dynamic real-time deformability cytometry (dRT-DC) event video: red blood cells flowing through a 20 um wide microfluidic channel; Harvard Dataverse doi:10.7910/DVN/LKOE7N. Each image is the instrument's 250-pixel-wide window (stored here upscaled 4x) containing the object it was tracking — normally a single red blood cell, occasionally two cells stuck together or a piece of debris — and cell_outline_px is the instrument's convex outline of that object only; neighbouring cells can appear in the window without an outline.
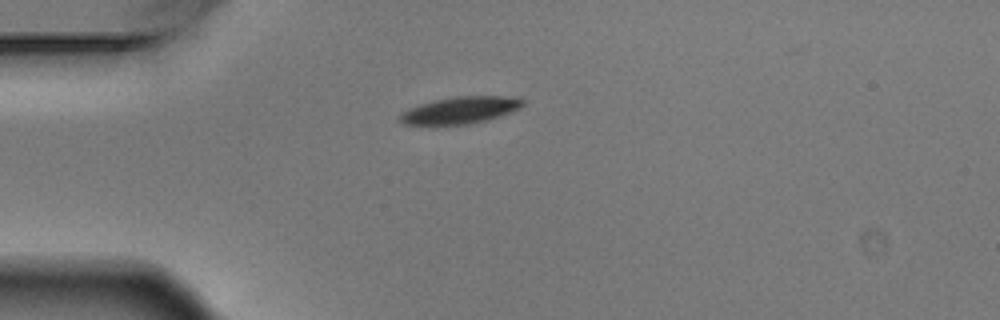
{"species": "Egyptian fruit bat (a non-hibernating species)", "species_latin": "Rousettus aegyptiacus", "temperature_condition": "warm", "stored_images_in_passage": 6, "camera_frame_rate_fps": 3000, "um_per_image_px": 0.085, "animal": {"sex": "male"}, "frame": {"image": 1, "passage_image": 1, "time_ms": 0.0, "image_size_px": [1000, 320], "cell_outline_px": [[524, 104], [508, 112], [488, 120], [468, 124], [404, 124], [400, 120], [400, 116], [408, 108], [420, 104], [436, 100], [456, 96], [516, 96], [524, 100]], "centroid_in_image_um": [39.14, 9.35], "position_along_channel_um": 45.9, "area_um2": 18.84}}
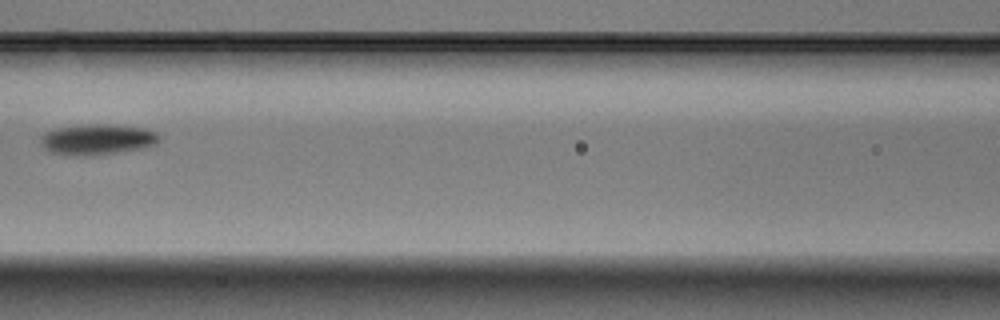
{"frame": {"image": 2, "passage_image": 4, "time_ms": 1.0, "image_size_px": [1000, 320], "cell_outline_px": [[160, 140], [156, 144], [144, 148], [116, 152], [84, 156], [52, 152], [44, 148], [40, 144], [40, 136], [44, 132], [56, 128], [88, 124], [108, 124], [144, 128], [156, 132], [160, 136]], "centroid_in_image_um": [8.27, 11.84], "position_along_channel_um": 158.3, "area_um2": 21.1}}
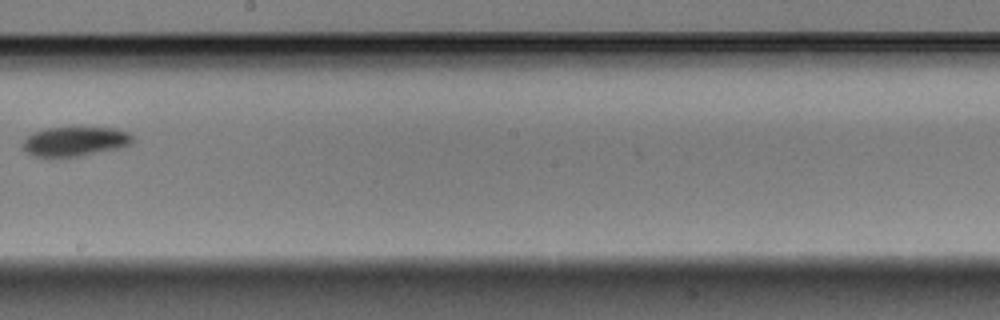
{"frame": {"image": 3, "passage_image": 6, "time_ms": 1.667, "image_size_px": [1000, 320], "cell_outline_px": [[136, 140], [132, 144], [120, 148], [80, 156], [32, 156], [24, 148], [24, 140], [28, 136], [36, 132], [48, 128], [116, 128], [128, 132]], "centroid_in_image_um": [6.46, 12.02], "position_along_channel_um": 241.7, "area_um2": 18.55}}